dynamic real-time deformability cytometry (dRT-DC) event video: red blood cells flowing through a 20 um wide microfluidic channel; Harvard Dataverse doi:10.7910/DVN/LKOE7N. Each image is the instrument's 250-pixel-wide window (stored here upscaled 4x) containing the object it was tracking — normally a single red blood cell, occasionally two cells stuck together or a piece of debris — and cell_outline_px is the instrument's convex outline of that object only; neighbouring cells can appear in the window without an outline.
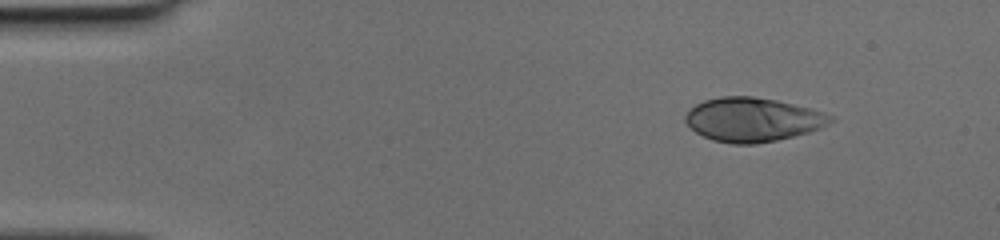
{"species": "human", "species_latin": "Homo sapiens", "temperature_condition": "cold", "stored_images_in_passage": 43, "camera_frame_rate_fps": 3000, "um_per_image_px": 0.085, "donor": {"sex": "female"}, "frame": {"image": 1, "passage_image": 1, "time_ms": 0.0, "image_size_px": [1000, 240], "cell_outline_px": [[832, 120], [820, 128], [808, 132], [776, 140], [756, 144], [732, 144], [712, 140], [696, 132], [684, 120], [684, 116], [688, 108], [704, 100], [720, 96], [752, 96], [776, 100], [808, 108], [832, 116]], "centroid_in_image_um": [63.9, 10.16], "position_along_channel_um": 21.1, "area_um2": 36.88}}
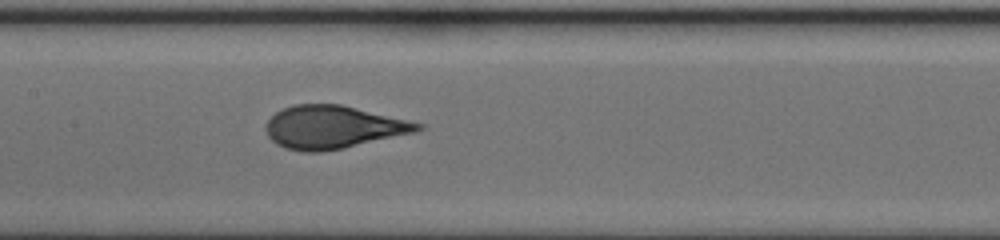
{"frame": {"image": 2, "passage_image": 19, "time_ms": 6.0, "image_size_px": [1000, 240], "cell_outline_px": [[424, 128], [416, 132], [344, 148], [320, 152], [304, 152], [284, 148], [276, 144], [268, 136], [264, 128], [268, 120], [276, 112], [284, 108], [296, 104], [340, 104], [424, 124]], "centroid_in_image_um": [28.29, 10.82], "position_along_channel_um": 179.1, "area_um2": 37.86}}
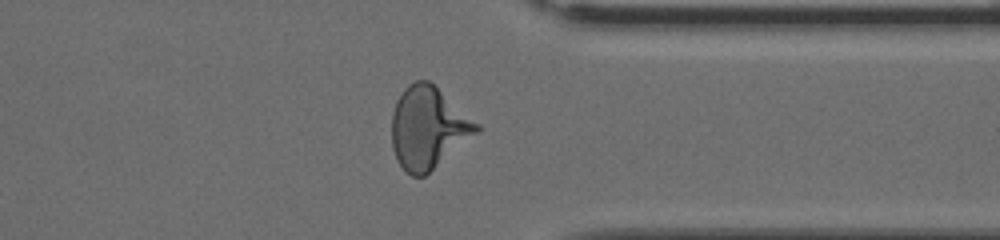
{"frame": {"image": 3, "passage_image": 33, "time_ms": 10.667, "image_size_px": [1000, 240], "cell_outline_px": [[480, 132], [424, 176], [412, 176], [396, 160], [392, 148], [392, 112], [396, 100], [404, 88], [408, 84], [416, 80], [428, 80], [480, 124]], "centroid_in_image_um": [36.39, 10.86], "position_along_channel_um": 375.0, "area_um2": 40.46}}